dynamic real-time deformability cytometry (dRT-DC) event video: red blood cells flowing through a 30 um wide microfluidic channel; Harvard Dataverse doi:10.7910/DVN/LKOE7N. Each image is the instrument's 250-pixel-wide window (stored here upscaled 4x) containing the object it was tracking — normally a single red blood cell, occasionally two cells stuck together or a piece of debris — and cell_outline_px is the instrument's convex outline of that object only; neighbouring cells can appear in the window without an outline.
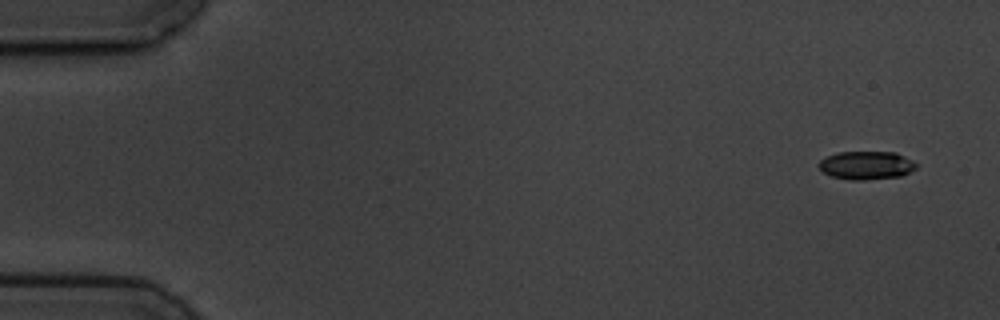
{"species": "common noctule bat (a hibernating species)", "species_latin": "Nyctalus noctula", "temperature_condition": "cold", "stored_images_in_passage": 6, "segment_of_instrument_passage": [1, 2], "camera_frame_rate_fps": 3000, "um_per_image_px": 0.085, "animal": {"sex": "male", "body_mass_g": 19.5, "forearm_length_mm": 54.6}, "frame": {"image": 1, "passage_image": 1, "time_ms": 0.0, "image_size_px": [1000, 320], "cell_outline_px": [[920, 164], [916, 168], [900, 176], [864, 180], [848, 180], [832, 176], [824, 172], [816, 164], [820, 160], [828, 156], [840, 152], [896, 152]], "centroid_in_image_um": [73.65, 14.05], "position_along_channel_um": 11.3, "area_um2": 16.07}}
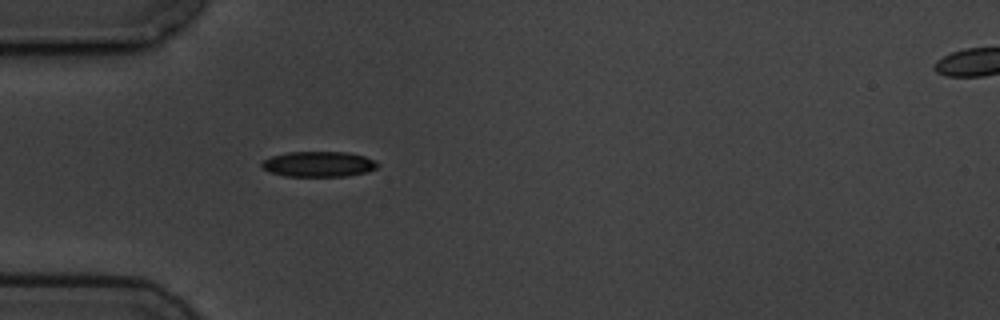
{"frame": {"image": 2, "passage_image": 5, "time_ms": 4.667, "image_size_px": [1000, 320], "cell_outline_px": [[380, 164], [376, 168], [368, 172], [348, 176], [284, 176], [272, 172], [264, 168], [260, 164], [264, 160], [272, 156], [288, 152], [348, 152], [364, 156], [376, 160]], "centroid_in_image_um": [27.14, 13.95], "position_along_channel_um": 57.9, "area_um2": 17.17}}